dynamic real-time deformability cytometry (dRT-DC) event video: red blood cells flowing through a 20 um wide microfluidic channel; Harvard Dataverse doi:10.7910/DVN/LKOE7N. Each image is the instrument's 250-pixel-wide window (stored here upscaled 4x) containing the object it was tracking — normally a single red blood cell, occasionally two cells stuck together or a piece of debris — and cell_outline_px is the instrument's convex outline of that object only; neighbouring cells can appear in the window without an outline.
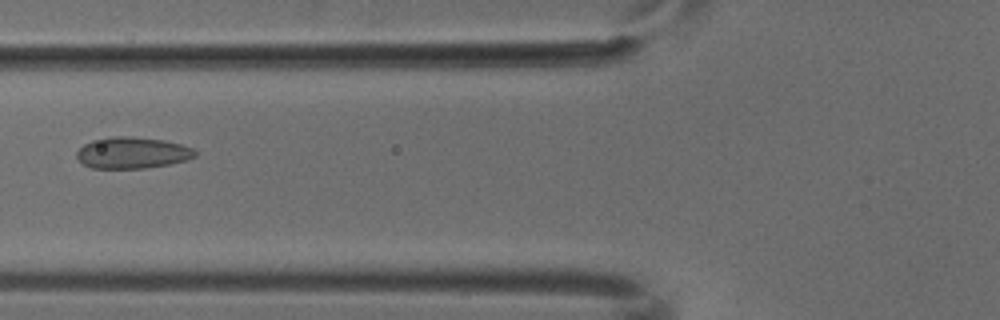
{"species": "common noctule bat (a hibernating species)", "species_latin": "Nyctalus noctula", "temperature_condition": "cold", "stored_images_in_passage": 6, "camera_frame_rate_fps": 3000, "um_per_image_px": 0.085, "animal": {"sex": "male", "body_mass_g": 18.8}, "frame": {"image": 1, "passage_image": 6, "time_ms": 1.667, "image_size_px": [1000, 320], "cell_outline_px": [[196, 156], [184, 160], [168, 164], [144, 168], [92, 168], [84, 164], [76, 156], [76, 152], [84, 144], [92, 140], [112, 136], [132, 136], [164, 140], [180, 144], [192, 148], [196, 152]], "centroid_in_image_um": [11.22, 12.97], "position_along_channel_um": 114.6, "area_um2": 21.5}}